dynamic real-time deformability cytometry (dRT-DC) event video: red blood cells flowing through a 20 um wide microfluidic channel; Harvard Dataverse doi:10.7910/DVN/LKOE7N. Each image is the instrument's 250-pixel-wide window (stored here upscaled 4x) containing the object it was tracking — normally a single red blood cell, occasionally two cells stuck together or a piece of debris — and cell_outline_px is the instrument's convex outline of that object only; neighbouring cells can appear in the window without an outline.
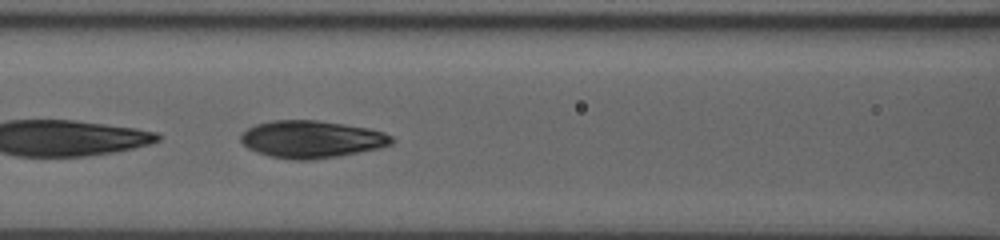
{"species": "human", "species_latin": "Homo sapiens", "temperature_condition": "room temperature", "stored_images_in_passage": 47, "segment_of_instrument_passage": [2, 2], "camera_frame_rate_fps": 3000, "um_per_image_px": 0.085, "donor": {"sex": "male"}, "frame": {"image": 1, "passage_image": 19, "time_ms": 6.0, "image_size_px": [1000, 240], "cell_outline_px": [[396, 140], [392, 144], [380, 148], [336, 156], [312, 160], [292, 160], [268, 156], [256, 152], [248, 148], [240, 140], [240, 136], [248, 128], [256, 124], [272, 120], [316, 120], [344, 124], [368, 128], [384, 132], [392, 136]], "centroid_in_image_um": [26.49, 11.84], "position_along_channel_um": 140.1, "area_um2": 32.89}}
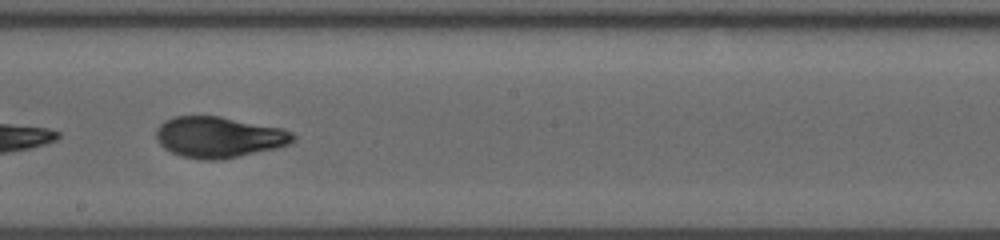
{"frame": {"image": 2, "passage_image": 26, "time_ms": 8.333, "image_size_px": [1000, 240], "cell_outline_px": [[296, 140], [288, 144], [276, 148], [220, 160], [200, 160], [180, 156], [164, 148], [156, 140], [156, 128], [164, 120], [172, 116], [220, 116], [284, 128], [292, 132], [296, 136]], "centroid_in_image_um": [18.59, 11.65], "position_along_channel_um": 229.6, "area_um2": 33.0}}
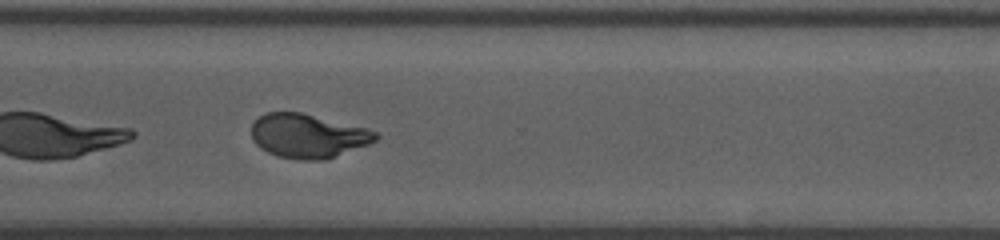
{"frame": {"image": 3, "passage_image": 35, "time_ms": 11.333, "image_size_px": [1000, 240], "cell_outline_px": [[380, 136], [376, 140], [368, 144], [324, 160], [300, 160], [276, 156], [260, 148], [252, 140], [252, 124], [260, 116], [268, 112], [300, 112], [364, 128], [376, 132]], "centroid_in_image_um": [26.13, 11.56], "position_along_channel_um": 344.5, "area_um2": 31.5}}